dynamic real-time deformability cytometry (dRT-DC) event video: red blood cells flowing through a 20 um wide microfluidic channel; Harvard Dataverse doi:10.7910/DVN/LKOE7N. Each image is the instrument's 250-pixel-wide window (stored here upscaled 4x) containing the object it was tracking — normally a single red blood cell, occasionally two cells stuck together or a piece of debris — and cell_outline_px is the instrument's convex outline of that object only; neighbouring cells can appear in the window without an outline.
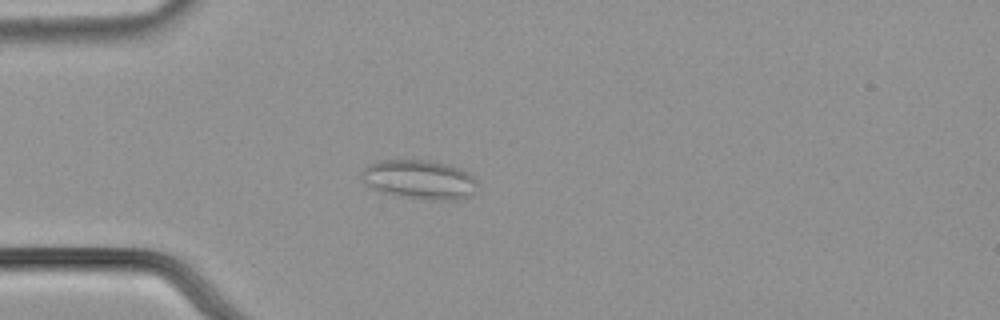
{"species": "common noctule bat (a hibernating species)", "species_latin": "Nyctalus noctula", "temperature_condition": "cold", "stored_images_in_passage": 44, "camera_frame_rate_fps": 3000, "um_per_image_px": 0.085, "animal": {"sex": "male", "body_mass_g": 21.5, "forearm_length_mm": 52.0}, "frame": {"image": 1, "passage_image": 3, "time_ms": 0.667, "image_size_px": [1000, 320], "cell_outline_px": [[476, 192], [472, 196], [464, 200], [432, 200], [400, 196], [380, 192], [372, 188], [360, 176], [360, 172], [364, 168], [380, 160], [432, 160], [448, 164], [460, 168], [468, 172], [476, 180]], "centroid_in_image_um": [35.71, 15.27], "position_along_channel_um": 49.3, "area_um2": 26.76}}
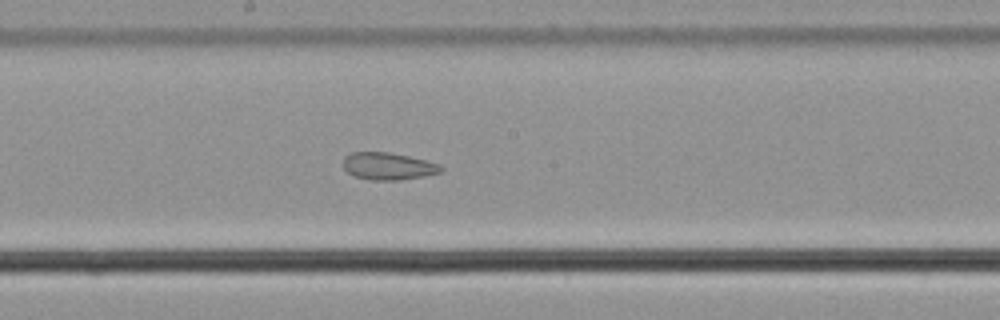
{"frame": {"image": 2, "passage_image": 18, "time_ms": 5.667, "image_size_px": [1000, 320], "cell_outline_px": [[444, 168], [440, 172], [424, 176], [400, 180], [368, 180], [356, 176], [348, 172], [344, 168], [344, 156], [352, 152], [388, 152], [408, 156], [440, 164]], "centroid_in_image_um": [32.99, 14.13], "position_along_channel_um": 215.2, "area_um2": 15.43}}
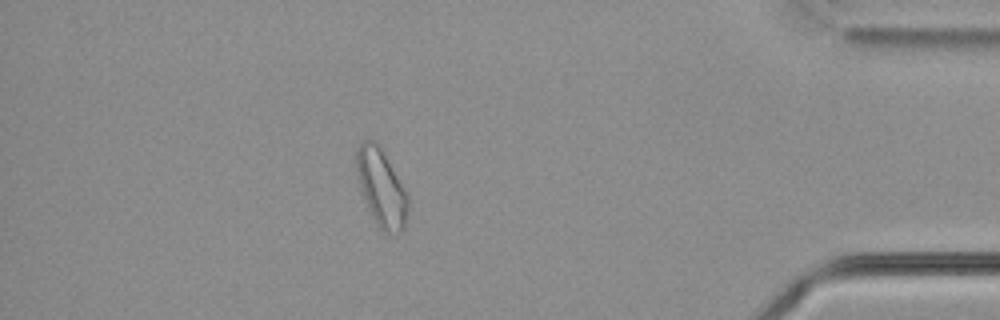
{"frame": {"image": 3, "passage_image": 37, "time_ms": 12.0, "image_size_px": [1000, 320], "cell_outline_px": [[408, 208], [404, 228], [400, 232], [384, 232], [376, 224], [372, 216], [364, 196], [360, 184], [356, 168], [356, 148], [364, 140], [372, 140], [380, 144], [408, 196]], "centroid_in_image_um": [32.42, 15.93], "position_along_channel_um": 402.8, "area_um2": 22.77}, "authors_computed_cell_mechanics": {"area_um2": 18.3804, "velocity_mm_per_s": 3.6439, "shape_relaxation_time_tau1_ms": null, "shape_relaxation_time_tau2_ms": 3.1415, "deformation_change_tau1": null, "deformation_change_tau2": 0.0856}}